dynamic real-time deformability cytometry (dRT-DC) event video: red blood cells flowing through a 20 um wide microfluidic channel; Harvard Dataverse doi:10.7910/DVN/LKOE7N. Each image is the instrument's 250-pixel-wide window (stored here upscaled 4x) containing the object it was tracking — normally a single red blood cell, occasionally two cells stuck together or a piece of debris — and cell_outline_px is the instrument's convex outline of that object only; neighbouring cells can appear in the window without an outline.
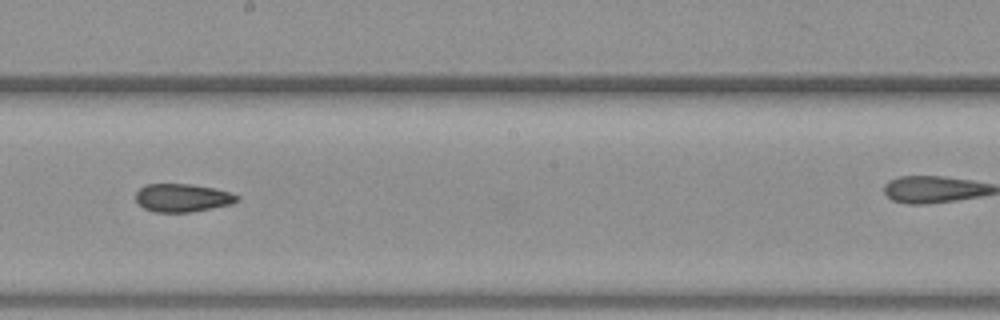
{"species": "common noctule bat (a hibernating species)", "species_latin": "Nyctalus noctula", "temperature_condition": "warm", "stored_images_in_passage": 31, "camera_frame_rate_fps": 3000, "um_per_image_px": 0.085, "animal": {"sex": "female", "body_mass_g": 19.3, "forearm_length_mm": 54.1}, "frame": {"image": 1, "passage_image": 18, "time_ms": 5.667, "image_size_px": [1000, 320], "cell_outline_px": [[240, 200], [232, 204], [192, 212], [156, 212], [144, 208], [136, 200], [136, 192], [144, 184], [192, 184], [216, 188], [232, 192], [240, 196]], "centroid_in_image_um": [15.56, 16.8], "position_along_channel_um": 232.6, "area_um2": 16.82}}
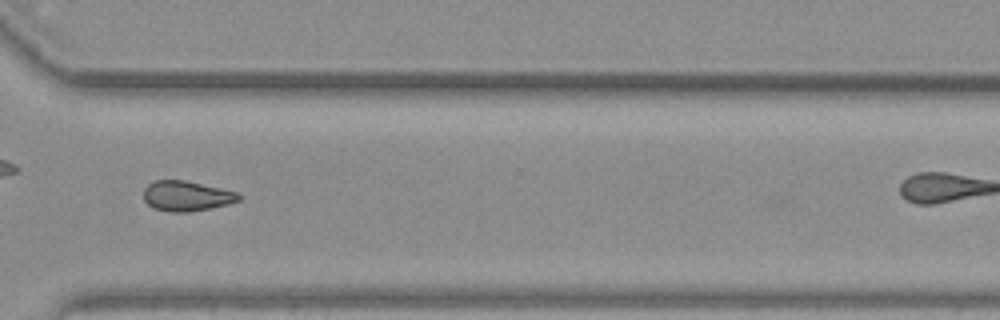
{"frame": {"image": 2, "passage_image": 27, "time_ms": 8.667, "image_size_px": [1000, 320], "cell_outline_px": [[244, 196], [240, 200], [228, 204], [192, 212], [168, 212], [152, 208], [144, 200], [144, 188], [148, 184], [156, 180], [184, 180], [240, 192]], "centroid_in_image_um": [15.89, 16.66], "position_along_channel_um": 354.7, "area_um2": 16.99}}